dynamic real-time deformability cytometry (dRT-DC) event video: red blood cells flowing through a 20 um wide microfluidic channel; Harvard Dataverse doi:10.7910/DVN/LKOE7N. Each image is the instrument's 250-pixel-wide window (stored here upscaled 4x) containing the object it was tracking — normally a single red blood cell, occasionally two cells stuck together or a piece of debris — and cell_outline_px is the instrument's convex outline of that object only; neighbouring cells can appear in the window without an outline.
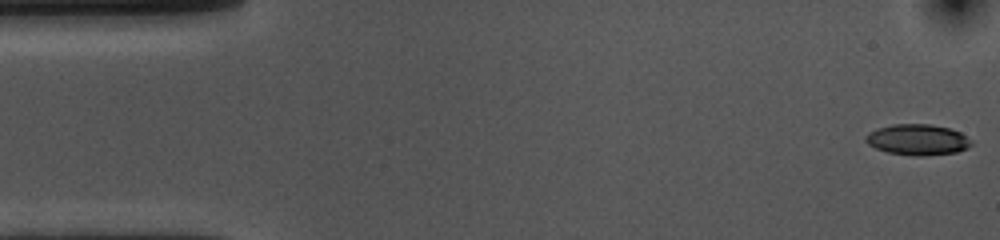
{"species": "common noctule bat (a hibernating species)", "species_latin": "Nyctalus noctula", "temperature_condition": "cold", "stored_images_in_passage": 54, "camera_frame_rate_fps": 3000, "um_per_image_px": 0.085, "animal": {"sex": "female", "body_mass_g": 10.0, "forearm_length_mm": 53.1}, "frame": {"image": 1, "passage_image": 1, "time_ms": 0.0, "image_size_px": [1000, 240], "cell_outline_px": [[972, 144], [968, 148], [956, 152], [924, 156], [916, 156], [888, 152], [876, 148], [868, 144], [864, 140], [864, 136], [868, 132], [876, 128], [892, 124], [932, 124], [948, 128], [960, 132], [972, 140]], "centroid_in_image_um": [77.98, 11.86], "position_along_channel_um": 7.0, "area_um2": 19.13}}
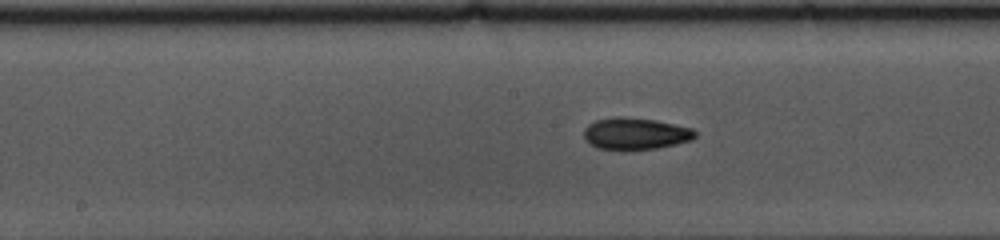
{"frame": {"image": 2, "passage_image": 26, "time_ms": 8.333, "image_size_px": [1000, 240], "cell_outline_px": [[696, 136], [692, 140], [676, 144], [656, 148], [596, 148], [584, 136], [584, 128], [588, 124], [596, 120], [616, 116], [624, 116], [656, 120], [692, 128], [696, 132]], "centroid_in_image_um": [54.04, 11.32], "position_along_channel_um": 194.2, "area_um2": 20.23}}
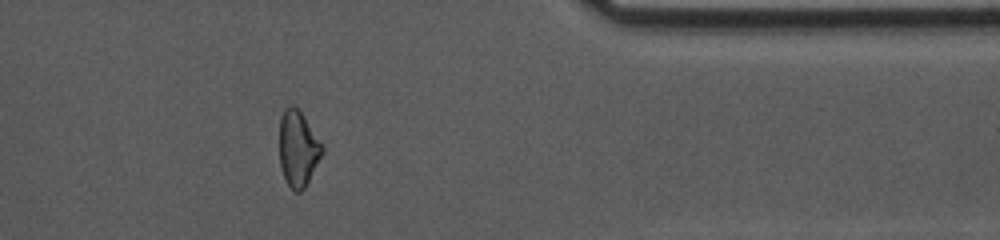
{"frame": {"image": 3, "passage_image": 44, "time_ms": 14.333, "image_size_px": [1000, 240], "cell_outline_px": [[324, 152], [304, 188], [300, 192], [296, 192], [288, 184], [284, 176], [280, 164], [280, 116], [284, 108], [292, 104], [304, 116], [324, 148]], "centroid_in_image_um": [25.33, 12.61], "position_along_channel_um": 386.1, "area_um2": 18.61}, "authors_computed_cell_mechanics": {"area_um2": 19.8254, "velocity_mm_per_s": 3.5894, "shape_relaxation_time_tau1_ms": 3.886, "shape_relaxation_time_tau2_ms": 3.1339, "deformation_change_tau1": 0.1213, "deformation_change_tau2": 0.0898}}